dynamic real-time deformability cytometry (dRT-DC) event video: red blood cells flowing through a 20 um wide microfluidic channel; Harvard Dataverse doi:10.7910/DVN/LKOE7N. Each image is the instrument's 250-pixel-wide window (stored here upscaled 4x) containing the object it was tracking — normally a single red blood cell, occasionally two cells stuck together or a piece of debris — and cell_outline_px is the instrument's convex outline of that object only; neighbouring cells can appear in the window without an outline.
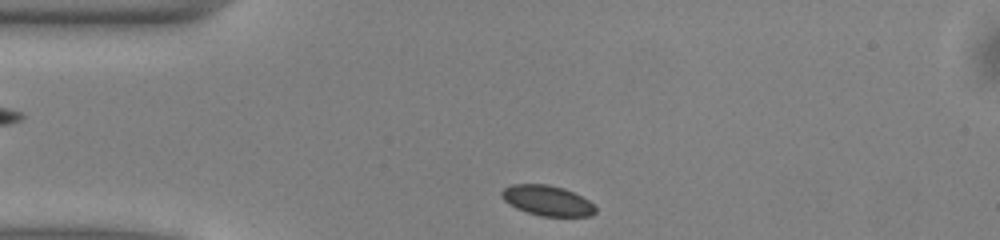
{"species": "common noctule bat (a hibernating species)", "species_latin": "Nyctalus noctula", "temperature_condition": "warm", "stored_images_in_passage": 40, "camera_frame_rate_fps": 3000, "um_per_image_px": 0.085, "animal": {"sex": "male", "body_mass_g": 13.0, "forearm_length_mm": 53.1}, "frame": {"image": 1, "passage_image": 1, "time_ms": 0.0, "image_size_px": [1000, 240], "cell_outline_px": [[596, 212], [592, 216], [540, 216], [516, 208], [508, 204], [500, 196], [500, 192], [504, 188], [512, 184], [548, 184], [564, 188], [588, 200], [596, 208]], "centroid_in_image_um": [46.49, 17.04], "position_along_channel_um": 38.5, "area_um2": 16.53}}
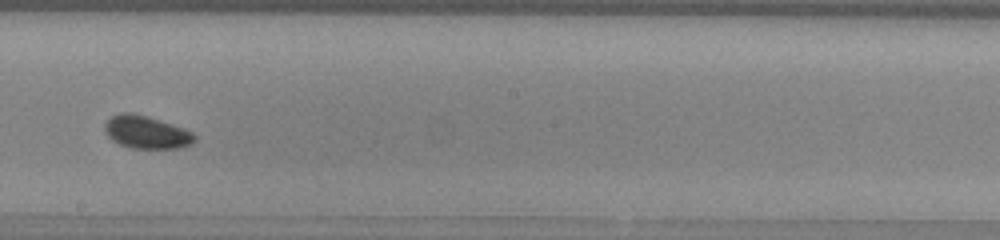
{"frame": {"image": 2, "passage_image": 18, "time_ms": 5.667, "image_size_px": [1000, 240], "cell_outline_px": [[196, 140], [192, 144], [176, 148], [128, 148], [112, 140], [108, 136], [104, 128], [104, 124], [112, 116], [120, 112], [132, 112], [172, 124], [184, 128], [192, 132], [196, 136]], "centroid_in_image_um": [12.44, 11.24], "position_along_channel_um": 235.8, "area_um2": 17.11}}
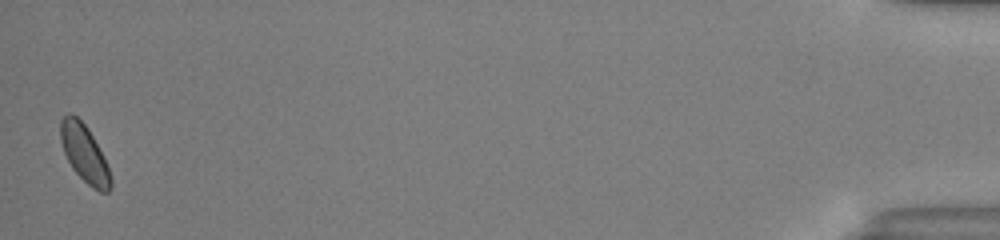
{"frame": {"image": 3, "passage_image": 40, "time_ms": 13.0, "image_size_px": [1000, 240], "cell_outline_px": [[112, 188], [108, 192], [100, 192], [92, 188], [72, 168], [64, 152], [60, 140], [60, 120], [68, 112], [72, 112], [88, 128], [108, 168], [112, 180]], "centroid_in_image_um": [7.15, 13.04], "position_along_channel_um": 428.0, "area_um2": 16.53}, "authors_computed_cell_mechanics": {"area_um2": 16.8198, "velocity_mm_per_s": 3.9876, "shape_relaxation_time_tau1_ms": null, "shape_relaxation_time_tau2_ms": 4.935, "deformation_change_tau1": null, "deformation_change_tau2": 0.0779}}